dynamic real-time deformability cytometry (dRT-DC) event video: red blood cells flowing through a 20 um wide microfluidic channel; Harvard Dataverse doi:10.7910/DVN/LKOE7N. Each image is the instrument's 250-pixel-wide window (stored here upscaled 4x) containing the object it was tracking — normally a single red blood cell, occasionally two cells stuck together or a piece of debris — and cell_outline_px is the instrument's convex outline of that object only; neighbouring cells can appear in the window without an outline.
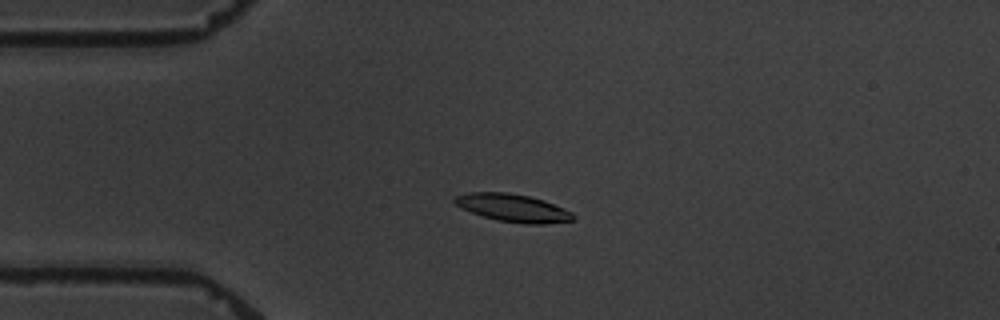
{"species": "common noctule bat (a hibernating species)", "species_latin": "Nyctalus noctula", "temperature_condition": "warm", "stored_images_in_passage": 6, "camera_frame_rate_fps": 3000, "um_per_image_px": 0.085, "animal": {"sex": "male", "body_mass_g": 19.5, "forearm_length_mm": 54.6}, "frame": {"image": 1, "passage_image": 5, "time_ms": 4.667, "image_size_px": [1000, 320], "cell_outline_px": [[576, 220], [544, 224], [524, 224], [496, 220], [472, 212], [456, 204], [452, 200], [456, 196], [468, 192], [508, 192], [528, 196], [544, 200], [564, 208], [572, 212], [576, 216]], "centroid_in_image_um": [43.65, 17.67], "position_along_channel_um": 41.3, "area_um2": 19.19}}